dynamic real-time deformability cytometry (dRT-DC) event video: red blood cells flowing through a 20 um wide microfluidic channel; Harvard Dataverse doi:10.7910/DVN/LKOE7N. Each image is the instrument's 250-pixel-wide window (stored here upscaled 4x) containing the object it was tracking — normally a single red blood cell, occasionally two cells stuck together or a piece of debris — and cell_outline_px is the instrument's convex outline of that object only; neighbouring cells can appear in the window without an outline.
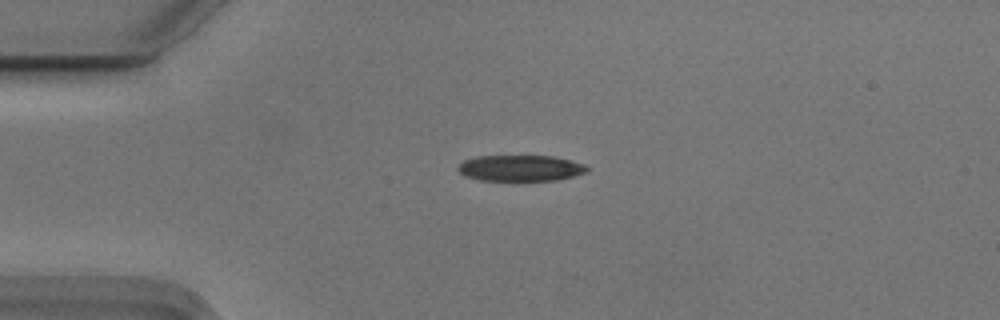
{"species": "Egyptian fruit bat (a non-hibernating species)", "species_latin": "Rousettus aegyptiacus", "temperature_condition": "cold", "stored_images_in_passage": 32, "camera_frame_rate_fps": 3000, "um_per_image_px": 0.085, "animal": {"sex": "male"}, "frame": {"image": 1, "passage_image": 1, "time_ms": 0.0, "image_size_px": [1000, 320], "cell_outline_px": [[588, 172], [556, 180], [480, 180], [464, 176], [456, 168], [464, 160], [476, 156], [556, 156], [584, 164], [588, 168]], "centroid_in_image_um": [44.23, 14.28], "position_along_channel_um": 40.8, "area_um2": 19.54}}
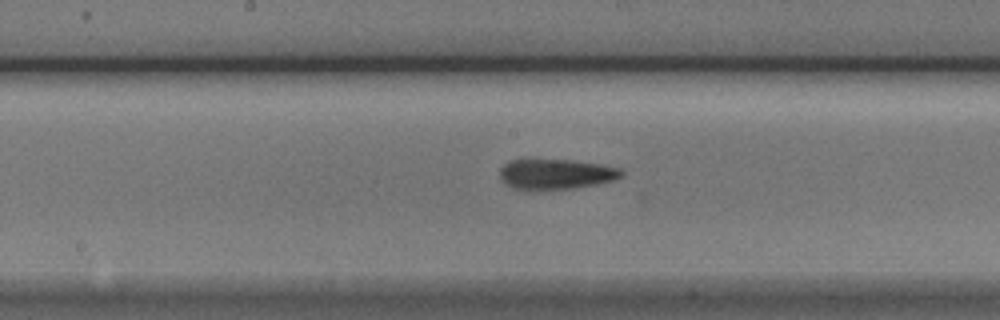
{"frame": {"image": 2, "passage_image": 16, "time_ms": 5.0, "image_size_px": [1000, 320], "cell_outline_px": [[624, 176], [612, 180], [596, 184], [576, 188], [532, 192], [512, 188], [504, 184], [500, 180], [500, 168], [508, 160], [572, 160], [600, 164], [620, 168], [624, 172]], "centroid_in_image_um": [47.2, 14.83], "position_along_channel_um": 201.0, "area_um2": 22.08}}
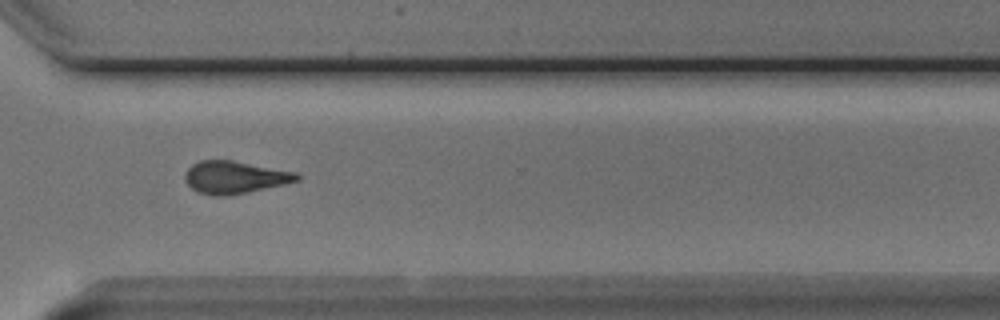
{"frame": {"image": 3, "passage_image": 28, "time_ms": 9.0, "image_size_px": [1000, 320], "cell_outline_px": [[300, 180], [284, 184], [248, 192], [228, 196], [212, 196], [196, 192], [184, 180], [184, 172], [192, 164], [200, 160], [232, 160], [296, 172], [300, 176]], "centroid_in_image_um": [19.91, 15.07], "position_along_channel_um": 350.7, "area_um2": 21.33}, "authors_computed_cell_mechanics": {"area_um2": 21.5305, "velocity_mm_per_s": 3.7469, "shape_relaxation_time_tau1_ms": null, "shape_relaxation_time_tau2_ms": 7.9916, "deformation_change_tau1": null, "deformation_change_tau2": 0.2006}}